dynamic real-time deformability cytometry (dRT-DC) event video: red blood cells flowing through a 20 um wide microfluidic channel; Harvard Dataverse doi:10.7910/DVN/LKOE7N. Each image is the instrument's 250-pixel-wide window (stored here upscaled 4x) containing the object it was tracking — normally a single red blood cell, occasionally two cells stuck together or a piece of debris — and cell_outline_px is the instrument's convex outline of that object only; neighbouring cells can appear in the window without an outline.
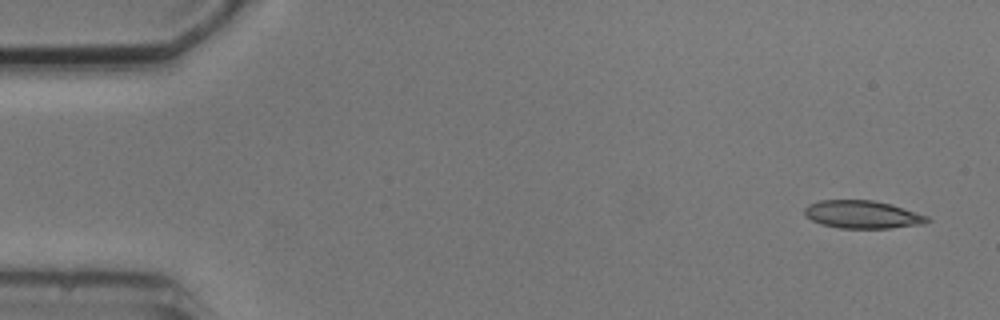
{"species": "common noctule bat (a hibernating species)", "species_latin": "Nyctalus noctula", "temperature_condition": "cold", "stored_images_in_passage": 5, "camera_frame_rate_fps": 3000, "um_per_image_px": 0.085, "animal": {"sex": "male", "body_mass_g": 20.5, "forearm_length_mm": 52.5}, "frame": {"image": 1, "passage_image": 1, "time_ms": 0.0, "image_size_px": [1000, 320], "cell_outline_px": [[932, 220], [924, 224], [888, 228], [840, 228], [820, 224], [812, 220], [804, 212], [804, 208], [808, 204], [820, 200], [872, 200], [892, 204], [928, 216]], "centroid_in_image_um": [73.32, 18.23], "position_along_channel_um": 11.7, "area_um2": 19.94}}